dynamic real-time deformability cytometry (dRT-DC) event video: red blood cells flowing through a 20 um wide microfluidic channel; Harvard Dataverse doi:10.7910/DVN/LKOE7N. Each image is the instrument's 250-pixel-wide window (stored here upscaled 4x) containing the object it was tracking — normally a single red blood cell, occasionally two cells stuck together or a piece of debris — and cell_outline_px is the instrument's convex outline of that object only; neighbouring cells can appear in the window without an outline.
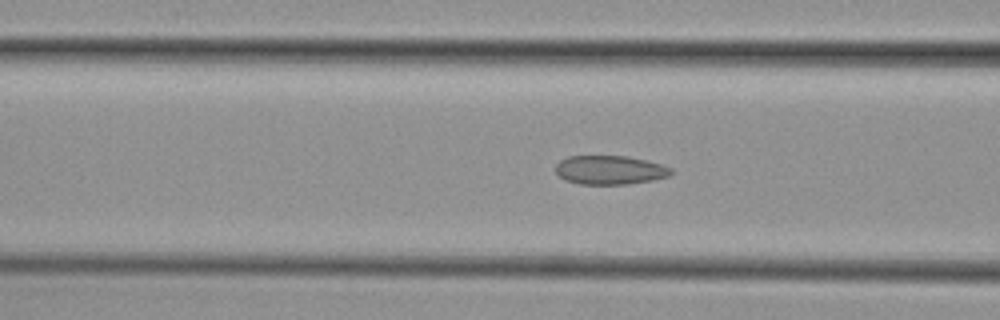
{"species": "common noctule bat (a hibernating species)", "species_latin": "Nyctalus noctula", "temperature_condition": "cold", "stored_images_in_passage": 52, "camera_frame_rate_fps": 3000, "um_per_image_px": 0.085, "animal": {"sex": "female", "body_mass_g": 29.2, "forearm_length_mm": 56.3}, "frame": {"image": 1, "passage_image": 18, "time_ms": 5.667, "image_size_px": [1000, 320], "cell_outline_px": [[672, 172], [668, 176], [652, 180], [628, 184], [580, 184], [564, 180], [556, 172], [556, 164], [560, 160], [568, 156], [628, 156], [660, 164], [672, 168]], "centroid_in_image_um": [51.81, 14.45], "position_along_channel_um": 114.8, "area_um2": 19.36}}
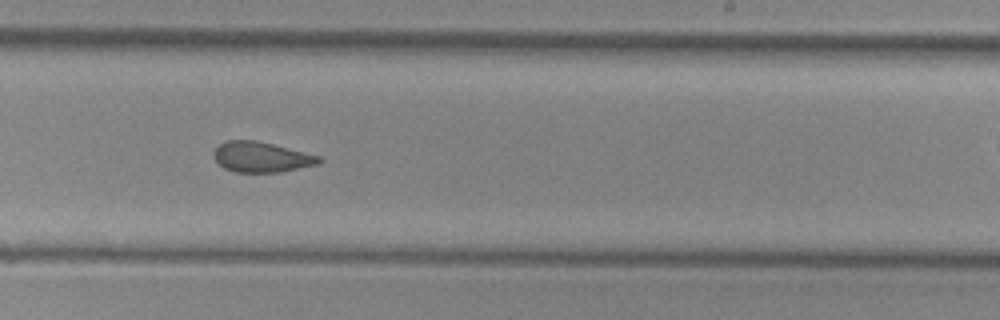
{"frame": {"image": 2, "passage_image": 30, "time_ms": 9.667, "image_size_px": [1000, 320], "cell_outline_px": [[324, 160], [320, 164], [280, 172], [236, 172], [224, 168], [212, 156], [212, 152], [220, 144], [228, 140], [256, 140], [320, 156]], "centroid_in_image_um": [22.23, 13.35], "position_along_channel_um": 266.8, "area_um2": 18.61}}
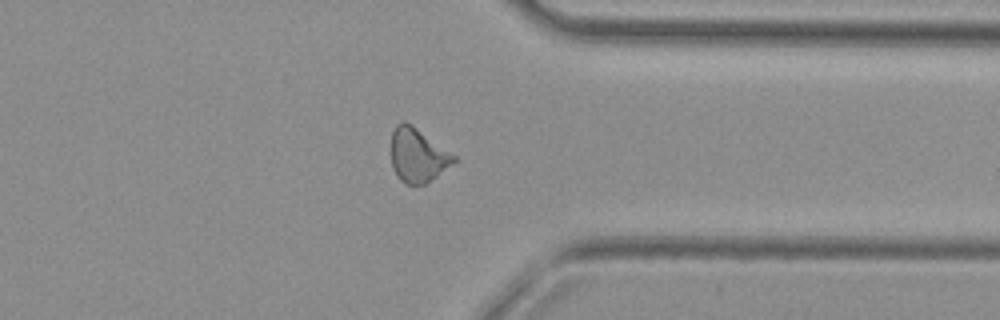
{"frame": {"image": 3, "passage_image": 39, "time_ms": 12.667, "image_size_px": [1000, 320], "cell_outline_px": [[456, 160], [452, 164], [436, 176], [424, 184], [408, 184], [400, 180], [396, 176], [392, 168], [392, 132], [396, 124], [404, 120], [412, 124], [456, 156]], "centroid_in_image_um": [35.48, 13.18], "position_along_channel_um": 375.9, "area_um2": 19.54}, "authors_computed_cell_mechanics": {"area_um2": 19.9988, "velocity_mm_per_s": 3.8068, "shape_relaxation_time_tau1_ms": null, "shape_relaxation_time_tau2_ms": 2.0352, "deformation_change_tau1": null, "deformation_change_tau2": 0.0804}}